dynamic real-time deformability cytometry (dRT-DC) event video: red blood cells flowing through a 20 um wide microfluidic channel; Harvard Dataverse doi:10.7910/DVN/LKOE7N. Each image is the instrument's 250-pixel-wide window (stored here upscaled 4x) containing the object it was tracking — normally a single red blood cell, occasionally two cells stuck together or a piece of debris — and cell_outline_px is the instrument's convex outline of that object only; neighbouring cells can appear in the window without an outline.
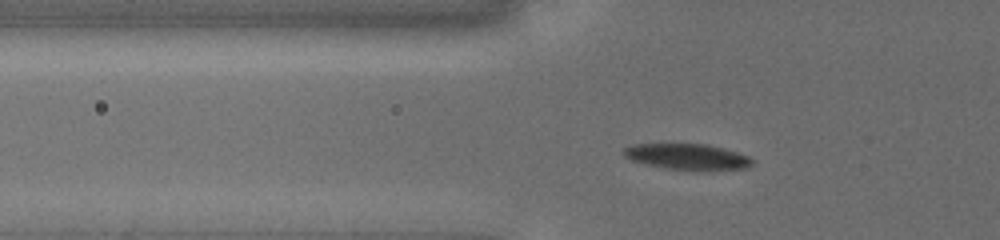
{"species": "common noctule bat (a hibernating species)", "species_latin": "Nyctalus noctula", "temperature_condition": "cold", "stored_images_in_passage": 38, "camera_frame_rate_fps": 3000, "um_per_image_px": 0.085, "animal": {"sex": "female", "body_mass_g": 19.5, "forearm_length_mm": 54.1}, "frame": {"image": 1, "passage_image": 10, "time_ms": 3.333, "image_size_px": [1000, 240], "cell_outline_px": [[756, 160], [748, 168], [700, 172], [664, 168], [632, 160], [624, 156], [624, 148], [632, 144], [708, 144], [724, 148], [748, 156]], "centroid_in_image_um": [58.5, 13.34], "position_along_channel_um": 67.3, "area_um2": 19.83}}
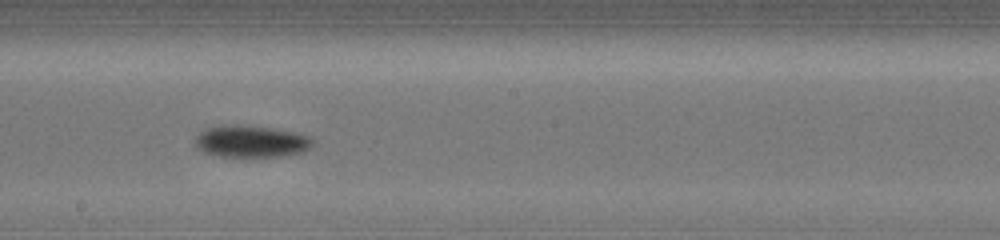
{"frame": {"image": 2, "passage_image": 21, "time_ms": 7.667, "image_size_px": [1000, 240], "cell_outline_px": [[316, 144], [312, 148], [304, 152], [284, 156], [220, 156], [204, 152], [196, 148], [196, 136], [200, 132], [208, 128], [224, 124], [236, 124], [272, 128], [296, 132], [308, 136], [316, 140]], "centroid_in_image_um": [21.41, 12.01], "position_along_channel_um": 226.8, "area_um2": 22.14}}
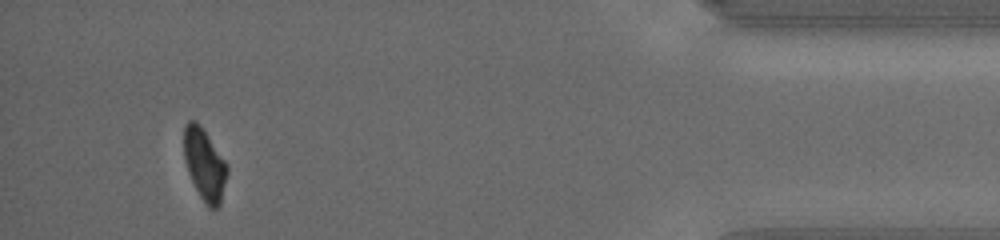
{"frame": {"image": 3, "passage_image": 34, "time_ms": 14.0, "image_size_px": [1000, 240], "cell_outline_px": [[228, 172], [220, 204], [216, 208], [208, 208], [200, 196], [188, 172], [184, 160], [184, 124], [188, 120], [196, 120], [200, 124], [228, 164]], "centroid_in_image_um": [17.39, 13.95], "position_along_channel_um": 417.8, "area_um2": 18.15}, "authors_computed_cell_mechanics": {"area_um2": 19.5653, "velocity_mm_per_s": 3.8397, "shape_relaxation_time_tau1_ms": 1.3901, "shape_relaxation_time_tau2_ms": null, "deformation_change_tau1": 0.1052, "deformation_change_tau2": null}}